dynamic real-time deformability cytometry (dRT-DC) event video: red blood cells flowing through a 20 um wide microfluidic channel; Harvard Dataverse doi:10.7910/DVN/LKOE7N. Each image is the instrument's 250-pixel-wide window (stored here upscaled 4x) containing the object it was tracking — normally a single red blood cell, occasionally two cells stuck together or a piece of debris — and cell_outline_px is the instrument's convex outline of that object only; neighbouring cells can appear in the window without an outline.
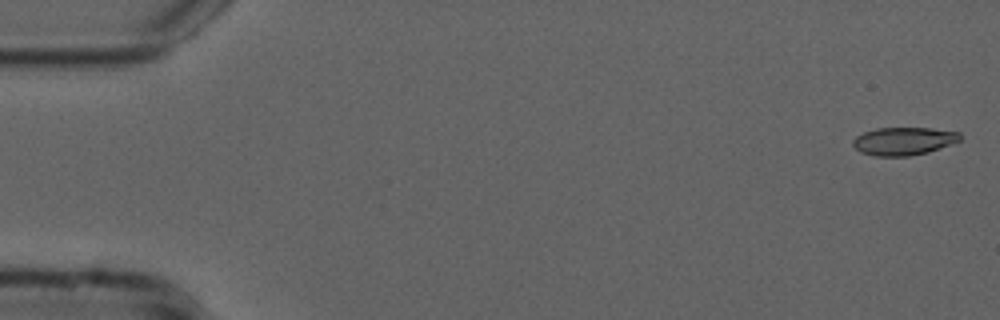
{"species": "common noctule bat (a hibernating species)", "species_latin": "Nyctalus noctula", "temperature_condition": "cold", "stored_images_in_passage": 13, "camera_frame_rate_fps": 3000, "um_per_image_px": 0.085, "animal": {"sex": "male", "forearm_length_mm": 52.5}, "frame": {"image": 1, "passage_image": 1, "time_ms": 0.0, "image_size_px": [1000, 320], "cell_outline_px": [[960, 140], [940, 148], [928, 152], [908, 156], [872, 156], [860, 152], [852, 144], [852, 140], [856, 136], [864, 132], [876, 128], [932, 128], [960, 132]], "centroid_in_image_um": [76.78, 11.99], "position_along_channel_um": 8.2, "area_um2": 17.46}}
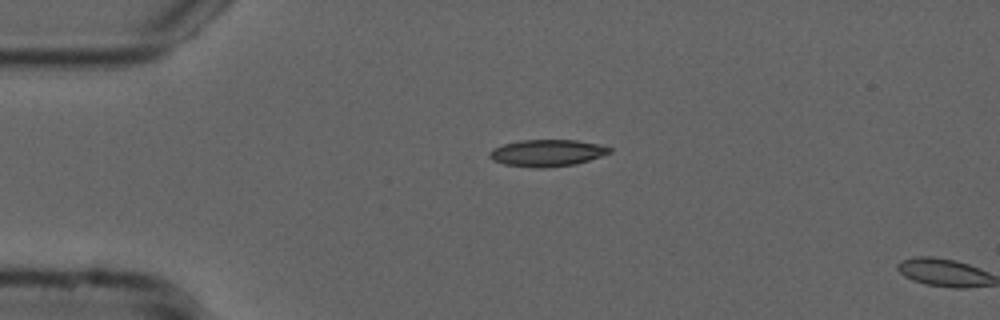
{"frame": {"image": 2, "passage_image": 12, "time_ms": 3.667, "image_size_px": [1000, 320], "cell_outline_px": [[612, 152], [576, 164], [544, 168], [536, 168], [504, 164], [492, 160], [488, 156], [488, 152], [492, 148], [504, 144], [520, 140], [576, 140], [600, 144], [612, 148]], "centroid_in_image_um": [46.48, 13.0], "position_along_channel_um": 38.5, "area_um2": 18.84}}